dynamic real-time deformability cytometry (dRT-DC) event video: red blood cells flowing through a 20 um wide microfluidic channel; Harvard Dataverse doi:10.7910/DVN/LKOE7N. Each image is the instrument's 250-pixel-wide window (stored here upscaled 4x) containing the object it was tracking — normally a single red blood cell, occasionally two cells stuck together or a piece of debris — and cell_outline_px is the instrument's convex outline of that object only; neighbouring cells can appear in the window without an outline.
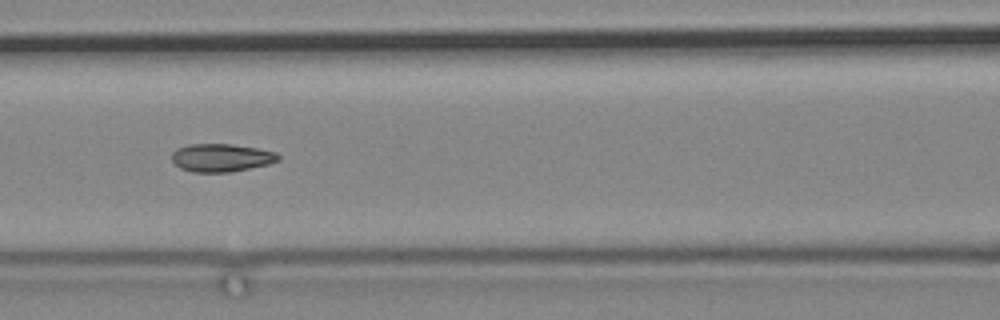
{"species": "common noctule bat (a hibernating species)", "species_latin": "Nyctalus noctula", "temperature_condition": "cold", "stored_images_in_passage": 5, "camera_frame_rate_fps": 3000, "um_per_image_px": 0.085, "animal": {"sex": "male", "body_mass_g": 19.2, "forearm_length_mm": 51.8}, "frame": {"image": 1, "passage_image": 3, "time_ms": 2.333, "image_size_px": [1000, 320], "cell_outline_px": [[280, 160], [268, 164], [228, 172], [192, 172], [180, 168], [172, 160], [172, 152], [176, 148], [188, 144], [232, 144], [256, 148], [276, 152], [280, 156]], "centroid_in_image_um": [18.79, 13.4], "position_along_channel_um": 147.8, "area_um2": 17.34}}
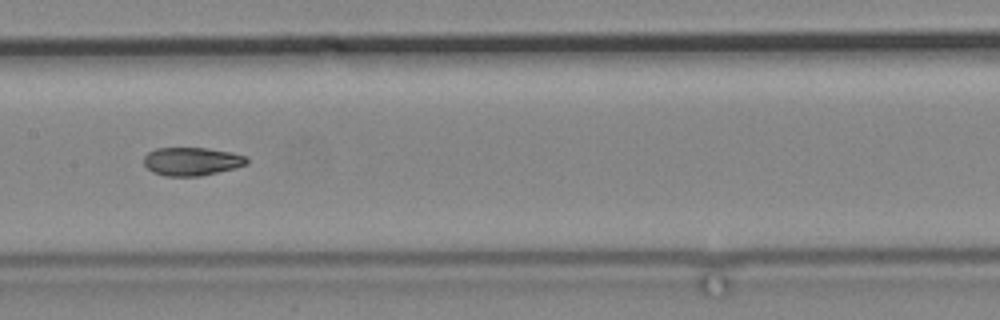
{"frame": {"image": 2, "passage_image": 4, "time_ms": 3.667, "image_size_px": [1000, 320], "cell_outline_px": [[248, 164], [236, 168], [200, 176], [164, 176], [152, 172], [144, 164], [144, 156], [148, 152], [156, 148], [208, 148], [232, 152], [248, 156]], "centroid_in_image_um": [16.33, 13.72], "position_along_channel_um": 191.1, "area_um2": 17.17}}
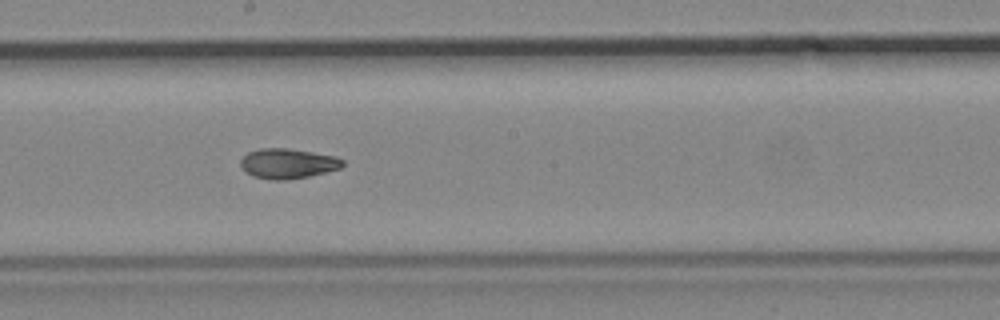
{"frame": {"image": 3, "passage_image": 5, "time_ms": 4.667, "image_size_px": [1000, 320], "cell_outline_px": [[344, 164], [340, 168], [308, 176], [284, 180], [272, 180], [252, 176], [240, 164], [240, 160], [248, 152], [260, 148], [288, 148], [336, 156], [344, 160]], "centroid_in_image_um": [24.46, 13.89], "position_along_channel_um": 223.7, "area_um2": 17.69}}